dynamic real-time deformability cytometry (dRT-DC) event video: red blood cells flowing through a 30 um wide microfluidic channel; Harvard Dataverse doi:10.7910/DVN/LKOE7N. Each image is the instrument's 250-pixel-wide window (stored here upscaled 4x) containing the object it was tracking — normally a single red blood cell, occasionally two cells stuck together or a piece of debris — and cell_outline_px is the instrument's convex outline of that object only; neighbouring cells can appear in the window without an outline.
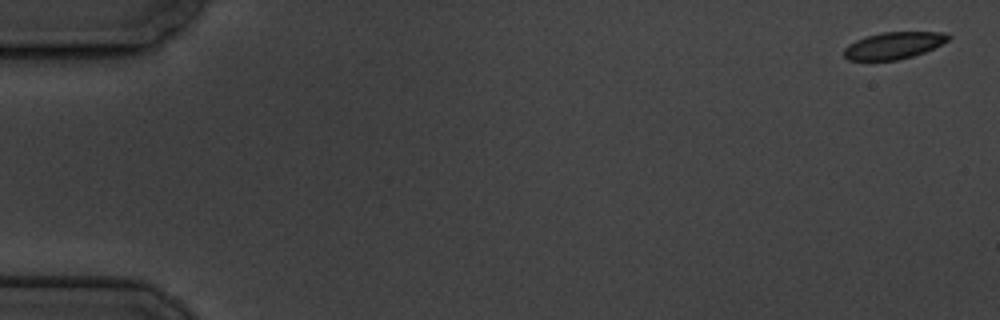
{"species": "common noctule bat (a hibernating species)", "species_latin": "Nyctalus noctula", "temperature_condition": "cold", "stored_images_in_passage": 6, "camera_frame_rate_fps": 3000, "um_per_image_px": 0.085, "animal": {"sex": "male", "body_mass_g": 19.5, "forearm_length_mm": 54.6}, "frame": {"image": 1, "passage_image": 1, "time_ms": 0.0, "image_size_px": [1000, 320], "cell_outline_px": [[952, 36], [948, 40], [924, 52], [912, 56], [896, 60], [848, 60], [844, 56], [844, 48], [848, 44], [856, 40], [880, 32], [944, 32]], "centroid_in_image_um": [75.94, 3.86], "position_along_channel_um": 9.1, "area_um2": 16.18}}
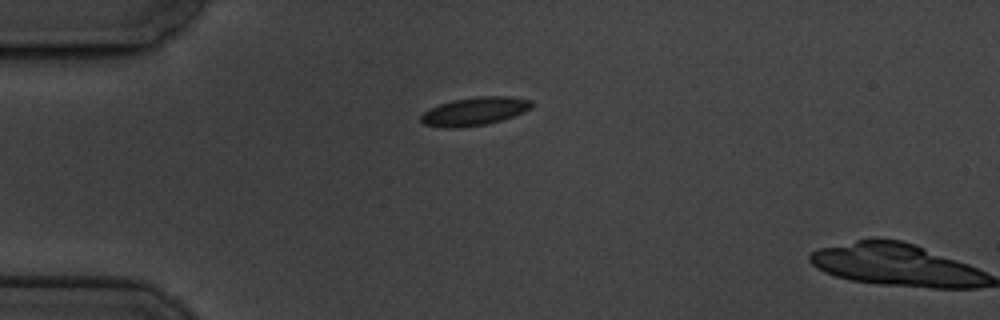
{"frame": {"image": 2, "passage_image": 5, "time_ms": 4.667, "image_size_px": [1000, 320], "cell_outline_px": [[532, 108], [524, 112], [500, 120], [484, 124], [460, 128], [440, 128], [424, 124], [420, 120], [420, 116], [428, 108], [452, 100], [476, 96], [512, 96], [532, 100]], "centroid_in_image_um": [40.32, 9.45], "position_along_channel_um": 44.7, "area_um2": 18.38}}